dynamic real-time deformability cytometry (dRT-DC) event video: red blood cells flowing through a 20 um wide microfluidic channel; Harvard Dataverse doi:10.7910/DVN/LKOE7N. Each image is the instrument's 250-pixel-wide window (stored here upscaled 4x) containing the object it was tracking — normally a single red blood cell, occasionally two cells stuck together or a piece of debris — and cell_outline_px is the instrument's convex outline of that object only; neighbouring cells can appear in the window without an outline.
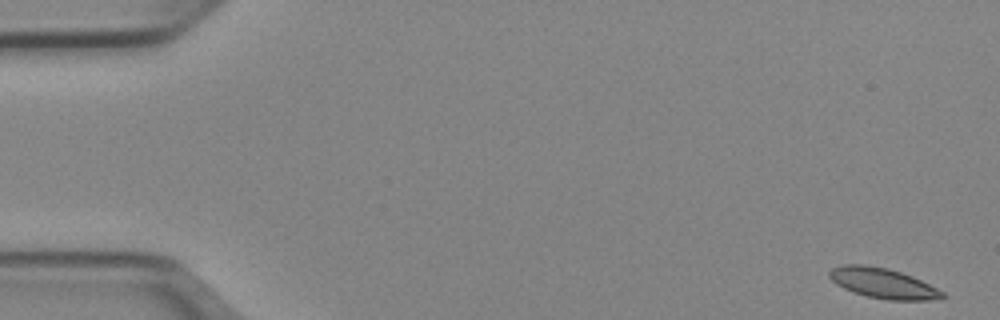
{"species": "Egyptian fruit bat (a non-hibernating species)", "species_latin": "Rousettus aegyptiacus", "temperature_condition": "cold", "stored_images_in_passage": 51, "camera_frame_rate_fps": 3000, "um_per_image_px": 0.085, "animal": {"sex": "female"}, "frame": {"image": 1, "passage_image": 1, "time_ms": 0.0, "image_size_px": [1000, 320], "cell_outline_px": [[944, 296], [928, 300], [888, 300], [868, 296], [852, 292], [836, 284], [828, 276], [828, 272], [832, 268], [844, 264], [864, 264], [888, 268], [912, 276], [944, 292]], "centroid_in_image_um": [74.99, 24.06], "position_along_channel_um": 10.0, "area_um2": 19.71}}
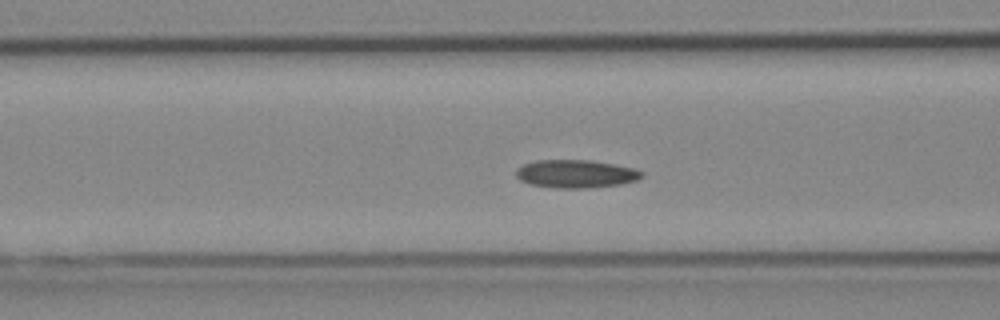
{"frame": {"image": 2, "passage_image": 20, "time_ms": 6.333, "image_size_px": [1000, 320], "cell_outline_px": [[644, 176], [636, 180], [620, 184], [584, 188], [556, 188], [528, 184], [520, 180], [516, 176], [516, 168], [524, 164], [536, 160], [592, 160], [632, 168], [644, 172]], "centroid_in_image_um": [48.91, 14.77], "position_along_channel_um": 117.7, "area_um2": 20.52}}
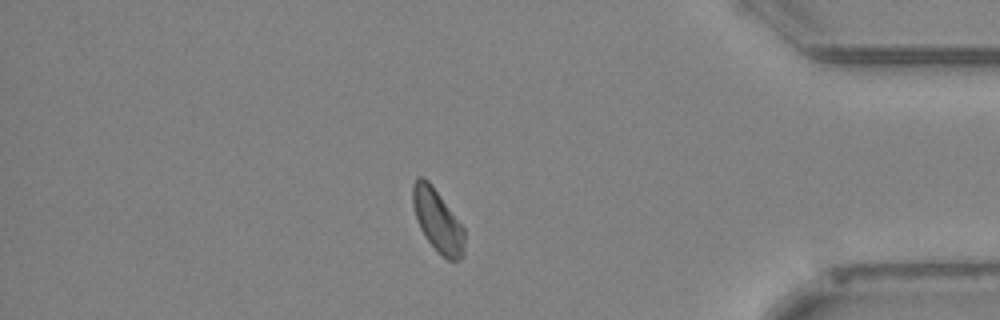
{"frame": {"image": 3, "passage_image": 44, "time_ms": 14.333, "image_size_px": [1000, 320], "cell_outline_px": [[464, 256], [460, 260], [448, 260], [424, 236], [420, 228], [412, 204], [412, 184], [416, 176], [424, 176], [432, 184], [464, 228]], "centroid_in_image_um": [37.18, 18.7], "position_along_channel_um": 398.0, "area_um2": 18.79}, "authors_computed_cell_mechanics": {"area_um2": 19.5364, "velocity_mm_per_s": 3.8982, "shape_relaxation_time_tau1_ms": 3.9803, "shape_relaxation_time_tau2_ms": 2.9654, "deformation_change_tau1": 0.1046, "deformation_change_tau2": 0.0787}}